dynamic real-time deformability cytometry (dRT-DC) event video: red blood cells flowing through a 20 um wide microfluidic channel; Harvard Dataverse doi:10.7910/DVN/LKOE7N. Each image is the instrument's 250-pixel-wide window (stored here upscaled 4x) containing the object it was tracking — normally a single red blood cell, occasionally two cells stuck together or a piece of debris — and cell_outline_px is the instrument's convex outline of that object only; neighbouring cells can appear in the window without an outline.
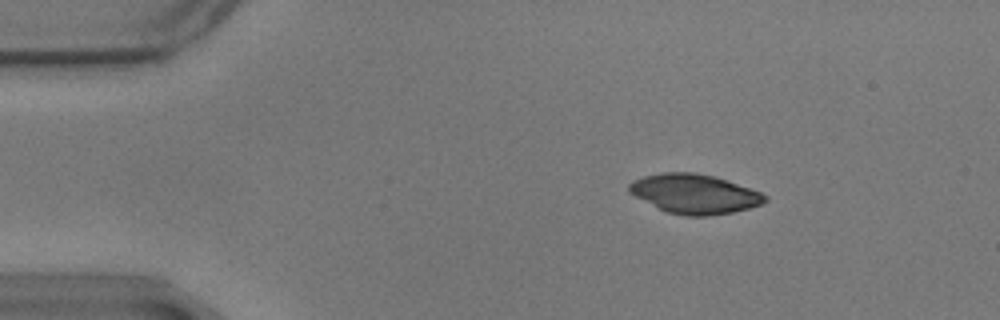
{"species": "common noctule bat (a hibernating species)", "species_latin": "Nyctalus noctula", "temperature_condition": "warm", "stored_images_in_passage": 51, "camera_frame_rate_fps": 3000, "um_per_image_px": 0.085, "animal": {"sex": "male", "body_mass_g": 17.9}, "frame": {"image": 1, "passage_image": 3, "time_ms": 0.667, "image_size_px": [1000, 320], "cell_outline_px": [[768, 200], [760, 204], [748, 208], [732, 212], [708, 216], [688, 216], [668, 212], [628, 192], [628, 184], [632, 180], [644, 176], [660, 172], [692, 172], [716, 176], [760, 192], [768, 196]], "centroid_in_image_um": [59.03, 16.46], "position_along_channel_um": 26.0, "area_um2": 30.98}}